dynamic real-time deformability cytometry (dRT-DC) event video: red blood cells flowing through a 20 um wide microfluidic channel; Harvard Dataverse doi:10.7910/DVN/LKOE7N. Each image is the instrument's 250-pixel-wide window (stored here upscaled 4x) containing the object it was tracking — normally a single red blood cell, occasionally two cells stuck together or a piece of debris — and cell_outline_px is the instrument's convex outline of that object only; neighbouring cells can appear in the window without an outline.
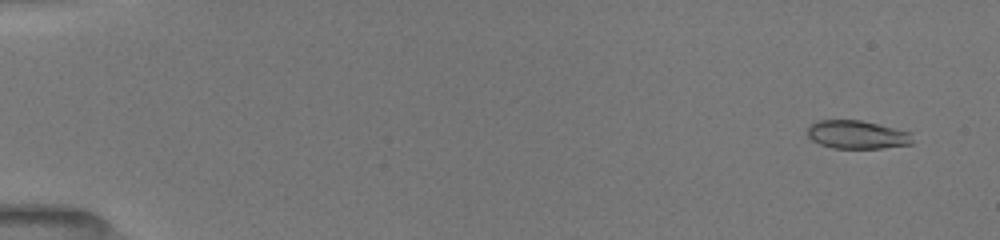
{"species": "common noctule bat (a hibernating species)", "species_latin": "Nyctalus noctula", "temperature_condition": "room temperature", "stored_images_in_passage": 52, "camera_frame_rate_fps": 3000, "um_per_image_px": 0.085, "animal": {"sex": "female", "body_mass_g": 19.5, "forearm_length_mm": 54.1}, "frame": {"image": 1, "passage_image": 3, "time_ms": 0.667, "image_size_px": [1000, 240], "cell_outline_px": [[912, 144], [880, 148], [832, 148], [820, 144], [812, 140], [808, 136], [808, 128], [816, 120], [860, 120], [912, 132]], "centroid_in_image_um": [72.86, 11.44], "position_along_channel_um": 12.1, "area_um2": 17.28}}
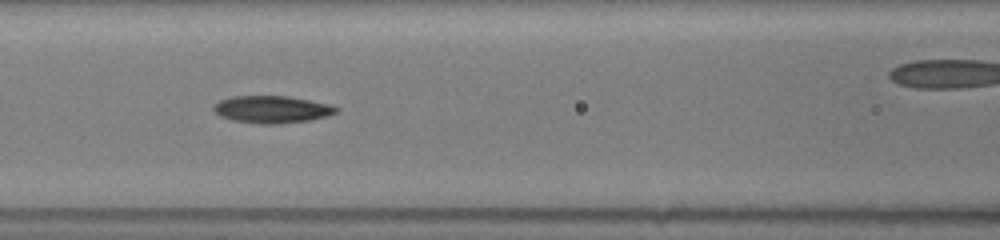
{"frame": {"image": 2, "passage_image": 24, "time_ms": 7.667, "image_size_px": [1000, 240], "cell_outline_px": [[340, 108], [336, 112], [312, 120], [280, 124], [260, 124], [232, 120], [220, 116], [212, 108], [220, 100], [232, 96], [288, 96], [328, 104]], "centroid_in_image_um": [23.1, 9.3], "position_along_channel_um": 143.5, "area_um2": 19.36}}
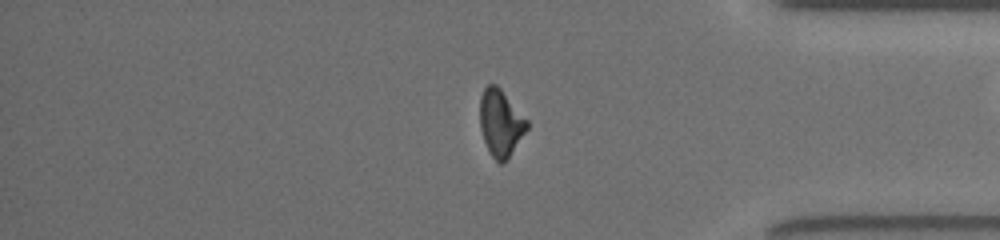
{"frame": {"image": 3, "passage_image": 44, "time_ms": 14.333, "image_size_px": [1000, 240], "cell_outline_px": [[528, 128], [504, 164], [500, 164], [492, 156], [484, 140], [480, 128], [480, 96], [484, 88], [488, 84], [496, 84], [500, 88], [528, 120]], "centroid_in_image_um": [42.55, 10.44], "position_along_channel_um": 392.7, "area_um2": 18.21}, "authors_computed_cell_mechanics": {"area_um2": 18.4382, "velocity_mm_per_s": 3.9861, "shape_relaxation_time_tau1_ms": 4.5506, "shape_relaxation_time_tau2_ms": 1.8088, "deformation_change_tau1": 0.1775, "deformation_change_tau2": 0.0853}}